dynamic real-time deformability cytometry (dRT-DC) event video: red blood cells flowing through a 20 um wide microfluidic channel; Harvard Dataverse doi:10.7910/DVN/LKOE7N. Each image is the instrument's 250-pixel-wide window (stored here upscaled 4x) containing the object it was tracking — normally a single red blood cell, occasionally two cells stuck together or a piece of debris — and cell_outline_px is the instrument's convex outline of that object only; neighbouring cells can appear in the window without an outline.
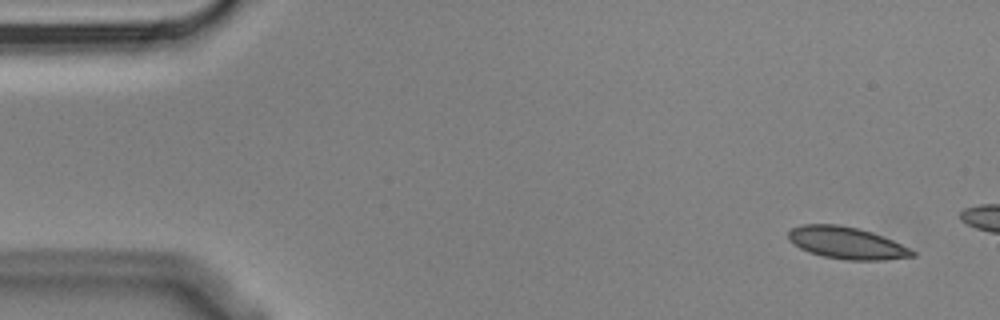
{"species": "Egyptian fruit bat (a non-hibernating species)", "species_latin": "Rousettus aegyptiacus", "temperature_condition": "cold", "stored_images_in_passage": 5, "camera_frame_rate_fps": 3000, "um_per_image_px": 0.085, "animal": {"sex": "male"}, "frame": {"image": 1, "passage_image": 1, "time_ms": 0.0, "image_size_px": [1000, 320], "cell_outline_px": [[916, 256], [884, 260], [844, 260], [824, 256], [808, 252], [792, 244], [788, 240], [788, 232], [792, 228], [800, 224], [840, 224], [860, 228], [872, 232], [892, 240], [916, 252]], "centroid_in_image_um": [71.93, 20.64], "position_along_channel_um": 13.1, "area_um2": 23.29}}